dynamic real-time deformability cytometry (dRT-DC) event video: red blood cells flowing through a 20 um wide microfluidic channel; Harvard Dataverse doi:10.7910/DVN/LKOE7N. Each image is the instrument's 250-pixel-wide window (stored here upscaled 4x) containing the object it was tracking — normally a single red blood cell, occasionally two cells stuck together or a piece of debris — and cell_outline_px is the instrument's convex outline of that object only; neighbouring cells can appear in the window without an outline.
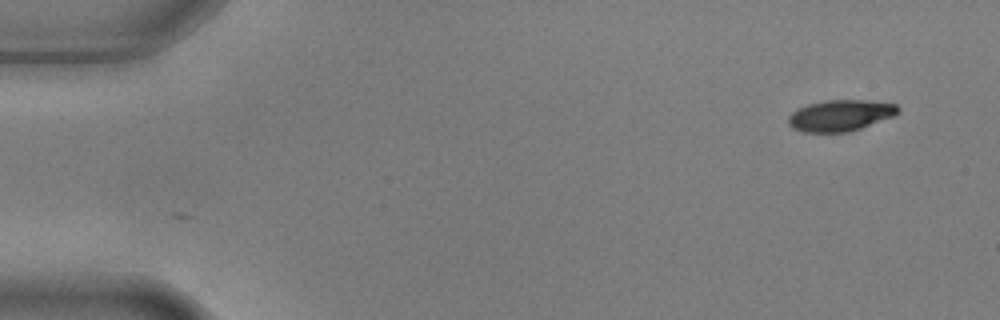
{"species": "common noctule bat (a hibernating species)", "species_latin": "Nyctalus noctula", "temperature_condition": "warm", "stored_images_in_passage": 2, "camera_frame_rate_fps": 3000, "um_per_image_px": 0.085, "animal": {"sex": "male", "body_mass_g": 17.9, "forearm_length_mm": 54.2}, "frame": {"image": 1, "passage_image": 2, "time_ms": 0.333, "image_size_px": [1000, 320], "cell_outline_px": [[900, 112], [892, 116], [860, 128], [848, 132], [804, 132], [792, 128], [788, 124], [788, 116], [796, 108], [808, 104], [824, 100], [868, 100], [896, 104], [900, 108]], "centroid_in_image_um": [71.4, 9.8], "position_along_channel_um": 13.6, "area_um2": 20.0}}